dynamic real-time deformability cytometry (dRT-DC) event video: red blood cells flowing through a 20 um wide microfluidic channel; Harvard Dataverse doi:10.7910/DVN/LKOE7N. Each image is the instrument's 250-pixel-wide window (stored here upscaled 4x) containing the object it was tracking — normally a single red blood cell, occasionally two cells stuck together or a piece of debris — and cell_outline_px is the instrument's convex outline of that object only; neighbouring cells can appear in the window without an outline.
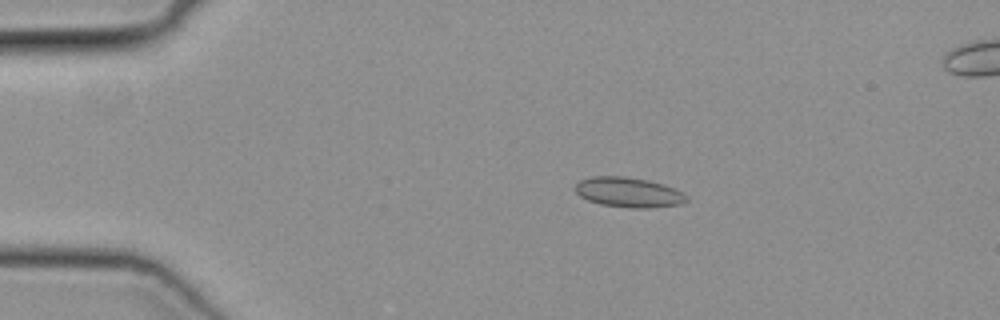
{"species": "common noctule bat (a hibernating species)", "species_latin": "Nyctalus noctula", "temperature_condition": "cold", "stored_images_in_passage": 50, "segment_of_instrument_passage": [1, 2], "camera_frame_rate_fps": 3000, "um_per_image_px": 0.085, "animal": {"sex": "female", "body_mass_g": 19.3, "forearm_length_mm": 54.1}, "frame": {"image": 1, "passage_image": 9, "time_ms": 2.667, "image_size_px": [1000, 320], "cell_outline_px": [[688, 200], [680, 204], [652, 208], [628, 208], [600, 204], [588, 200], [580, 196], [572, 188], [580, 180], [592, 176], [624, 176], [648, 180], [672, 188], [688, 196]], "centroid_in_image_um": [53.38, 16.35], "position_along_channel_um": 31.6, "area_um2": 19.42}}
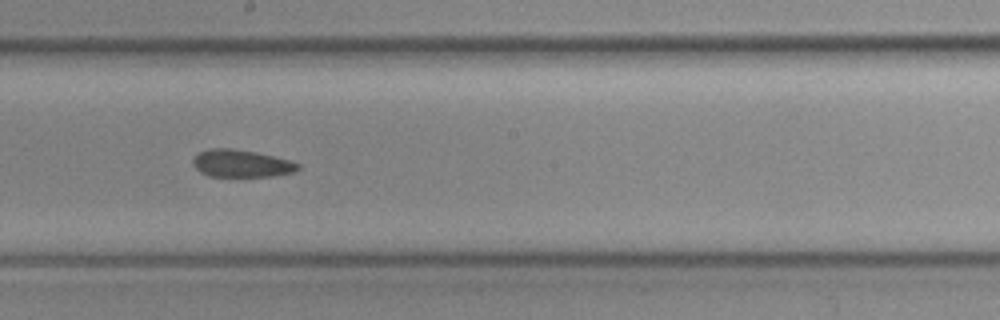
{"frame": {"image": 2, "passage_image": 27, "time_ms": 8.667, "image_size_px": [1000, 320], "cell_outline_px": [[300, 168], [296, 172], [272, 176], [208, 176], [200, 172], [192, 164], [192, 160], [200, 152], [212, 148], [232, 148], [256, 152], [288, 160], [300, 164]], "centroid_in_image_um": [20.52, 13.9], "position_along_channel_um": 227.7, "area_um2": 16.7}}
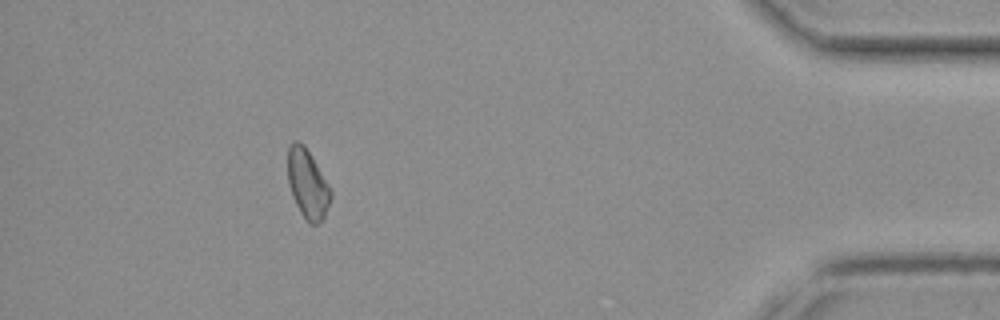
{"frame": {"image": 3, "passage_image": 44, "time_ms": 14.333, "image_size_px": [1000, 320], "cell_outline_px": [[332, 196], [324, 220], [316, 224], [308, 224], [300, 212], [292, 196], [288, 184], [288, 148], [296, 140], [304, 144], [312, 156], [328, 184], [332, 192]], "centroid_in_image_um": [26.15, 15.67], "position_along_channel_um": 409.0, "area_um2": 17.4}}